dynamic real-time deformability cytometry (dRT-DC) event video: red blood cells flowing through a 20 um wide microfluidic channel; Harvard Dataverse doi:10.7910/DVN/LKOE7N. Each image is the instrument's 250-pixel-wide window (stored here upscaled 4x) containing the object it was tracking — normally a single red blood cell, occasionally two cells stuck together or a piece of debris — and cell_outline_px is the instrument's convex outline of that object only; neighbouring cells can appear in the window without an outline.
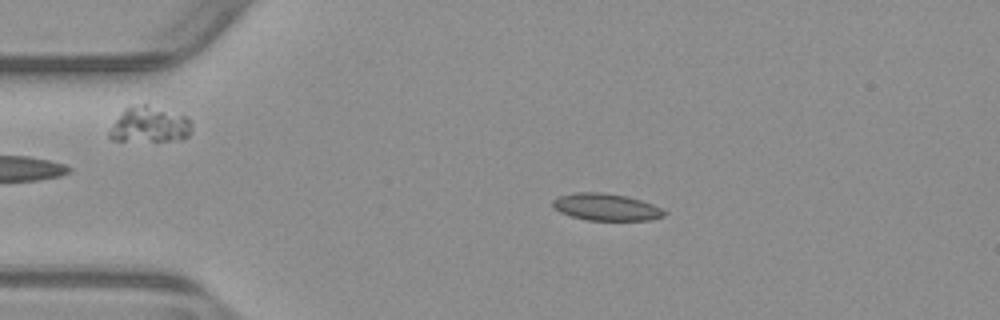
{"species": "common noctule bat (a hibernating species)", "species_latin": "Nyctalus noctula", "temperature_condition": "warm", "stored_images_in_passage": 53, "camera_frame_rate_fps": 3000, "um_per_image_px": 0.085, "animal": {"sex": "male", "body_mass_g": 23.1, "forearm_length_mm": 52.7}, "frame": {"image": 1, "passage_image": 11, "time_ms": 3.333, "image_size_px": [1000, 320], "cell_outline_px": [[668, 212], [664, 216], [648, 220], [588, 220], [572, 216], [560, 212], [552, 208], [552, 200], [560, 196], [572, 192], [604, 192], [628, 196], [652, 204]], "centroid_in_image_um": [51.5, 17.59], "position_along_channel_um": 33.5, "area_um2": 17.63}}
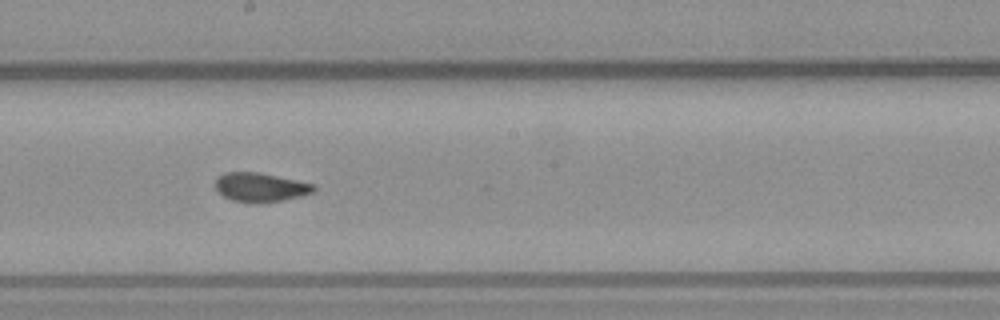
{"frame": {"image": 2, "passage_image": 29, "time_ms": 9.333, "image_size_px": [1000, 320], "cell_outline_px": [[316, 188], [312, 192], [300, 196], [284, 200], [256, 204], [248, 204], [232, 200], [224, 196], [216, 188], [216, 180], [224, 172], [256, 172], [316, 184]], "centroid_in_image_um": [22.14, 15.94], "position_along_channel_um": 226.1, "area_um2": 16.65}}
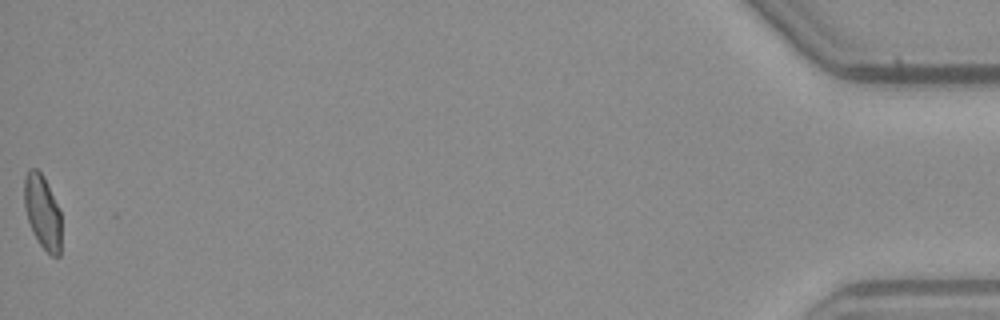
{"frame": {"image": 3, "passage_image": 53, "time_ms": 17.333, "image_size_px": [1000, 320], "cell_outline_px": [[60, 256], [52, 256], [40, 244], [32, 232], [24, 208], [24, 176], [28, 168], [36, 168], [44, 176], [60, 212]], "centroid_in_image_um": [3.58, 17.98], "position_along_channel_um": 431.6, "area_um2": 15.9}, "authors_computed_cell_mechanics": {"area_um2": 16.5886, "velocity_mm_per_s": 3.9114, "shape_relaxation_time_tau1_ms": null, "shape_relaxation_time_tau2_ms": 1.1931, "deformation_change_tau1": null, "deformation_change_tau2": 0.064}}